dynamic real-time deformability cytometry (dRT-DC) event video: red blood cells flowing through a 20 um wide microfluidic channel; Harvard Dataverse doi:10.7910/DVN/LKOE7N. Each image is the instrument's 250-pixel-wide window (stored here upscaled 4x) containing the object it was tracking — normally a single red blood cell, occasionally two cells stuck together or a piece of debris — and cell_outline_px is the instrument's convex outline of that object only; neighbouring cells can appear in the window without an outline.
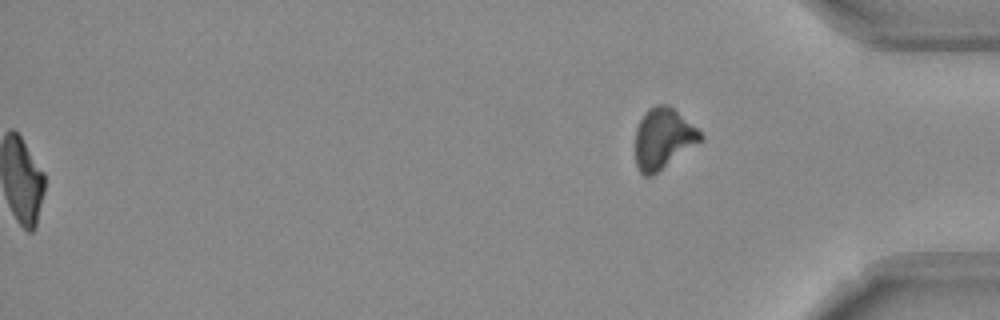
{"species": "Egyptian fruit bat (a non-hibernating species)", "species_latin": "Rousettus aegyptiacus", "temperature_condition": "room temperature", "stored_images_in_passage": 54, "segment_of_instrument_passage": [2, 2], "camera_frame_rate_fps": 3000, "um_per_image_px": 0.085, "frame": {"image": 1, "passage_image": 54, "time_ms": 17.667, "image_size_px": [1000, 320], "cell_outline_px": [[704, 140], [652, 176], [644, 176], [640, 172], [636, 164], [636, 128], [644, 112], [648, 108], [656, 104], [668, 104], [696, 128], [704, 136]], "centroid_in_image_um": [56.37, 11.78], "position_along_channel_um": 378.8, "area_um2": 23.06}}